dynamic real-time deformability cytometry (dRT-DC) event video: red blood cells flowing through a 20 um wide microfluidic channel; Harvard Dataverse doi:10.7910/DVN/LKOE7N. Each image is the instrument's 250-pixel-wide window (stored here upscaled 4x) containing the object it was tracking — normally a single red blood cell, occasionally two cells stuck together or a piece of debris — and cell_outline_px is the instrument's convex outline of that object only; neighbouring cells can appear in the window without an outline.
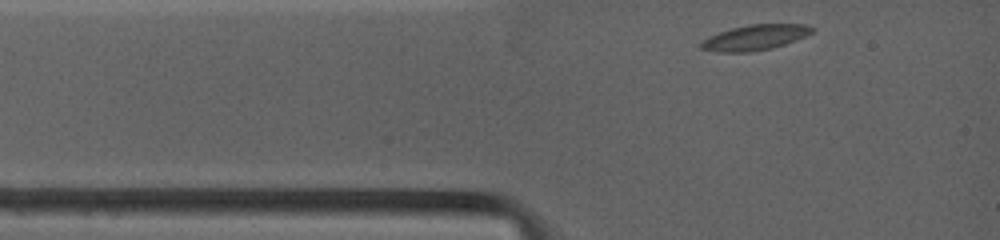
{"species": "common noctule bat (a hibernating species)", "species_latin": "Nyctalus noctula", "temperature_condition": "warm", "stored_images_in_passage": 41, "camera_frame_rate_fps": 4500, "um_per_image_px": 0.085, "animal": {"sex": "female", "body_mass_g": 19.0, "forearm_length_mm": 53.3}, "frame": {"image": 1, "passage_image": 1, "time_ms": 0.0, "image_size_px": [1000, 240], "cell_outline_px": [[816, 28], [812, 32], [796, 40], [772, 48], [752, 52], [716, 52], [700, 48], [700, 44], [708, 36], [732, 28], [748, 24], [804, 24]], "centroid_in_image_um": [64.17, 3.18], "position_along_channel_um": 20.8, "area_um2": 16.36}}
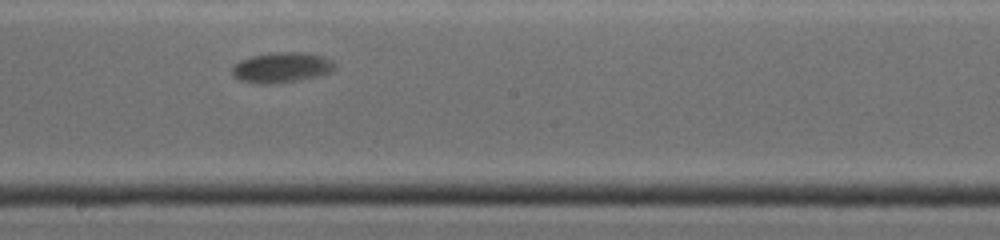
{"frame": {"image": 2, "passage_image": 24, "time_ms": 6.0, "image_size_px": [1000, 240], "cell_outline_px": [[336, 68], [332, 72], [320, 76], [272, 84], [260, 84], [236, 80], [232, 76], [232, 68], [240, 60], [252, 56], [276, 52], [300, 52], [324, 56], [332, 60], [336, 64]], "centroid_in_image_um": [23.95, 5.74], "position_along_channel_um": 224.3, "area_um2": 18.32}}
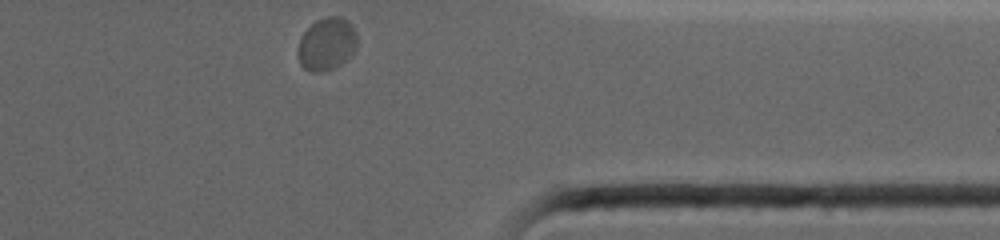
{"frame": {"image": 3, "passage_image": 41, "time_ms": 10.667, "image_size_px": [1000, 240], "cell_outline_px": [[356, 48], [352, 56], [348, 60], [332, 68], [320, 72], [312, 72], [304, 68], [300, 64], [296, 56], [300, 36], [316, 20], [324, 16], [340, 16], [348, 20], [352, 24], [356, 32]], "centroid_in_image_um": [27.77, 3.73], "position_along_channel_um": 383.6, "area_um2": 18.55}}